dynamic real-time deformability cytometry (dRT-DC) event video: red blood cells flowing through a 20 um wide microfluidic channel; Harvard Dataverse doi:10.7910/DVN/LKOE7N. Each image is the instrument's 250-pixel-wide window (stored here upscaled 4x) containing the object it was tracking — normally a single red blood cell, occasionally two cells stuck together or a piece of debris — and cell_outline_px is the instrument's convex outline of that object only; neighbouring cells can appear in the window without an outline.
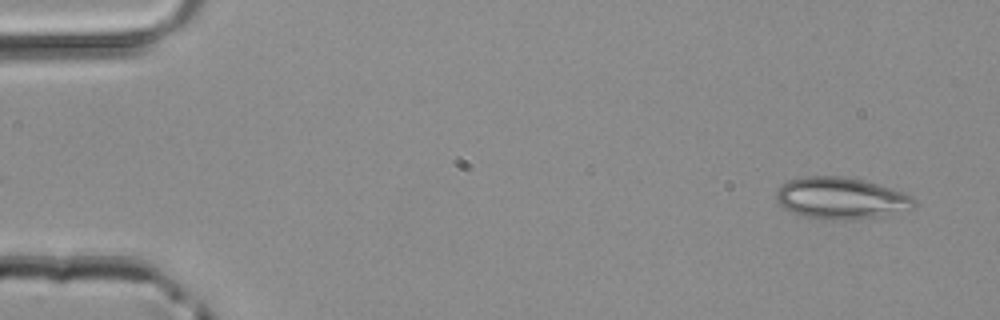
{"species": "common noctule bat (a hibernating species)", "species_latin": "Nyctalus noctula", "temperature_condition": "room temperature", "stored_images_in_passage": 46, "camera_frame_rate_fps": 3000, "um_per_image_px": 0.085, "animal": {"sex": "male", "body_mass_g": 20.4}, "frame": {"image": 1, "passage_image": 2, "time_ms": 0.333, "image_size_px": [1000, 320], "cell_outline_px": [[916, 208], [876, 216], [844, 220], [824, 220], [804, 216], [792, 212], [784, 208], [780, 204], [776, 196], [776, 192], [788, 180], [804, 176], [844, 176], [864, 180], [904, 192], [912, 196], [916, 200]], "centroid_in_image_um": [71.5, 16.84], "position_along_channel_um": 13.5, "area_um2": 33.41}}
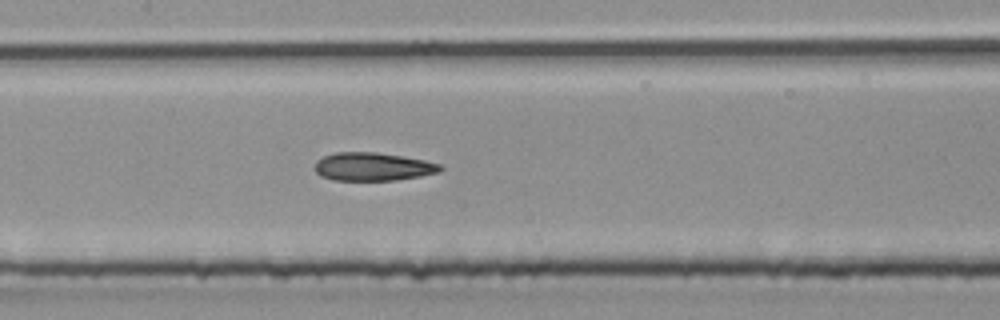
{"frame": {"image": 2, "passage_image": 22, "time_ms": 7.0, "image_size_px": [1000, 320], "cell_outline_px": [[444, 168], [440, 172], [420, 176], [396, 180], [332, 180], [320, 176], [316, 172], [316, 160], [324, 156], [336, 152], [376, 152], [424, 160], [440, 164]], "centroid_in_image_um": [31.69, 14.17], "position_along_channel_um": 175.7, "area_um2": 20.58}}
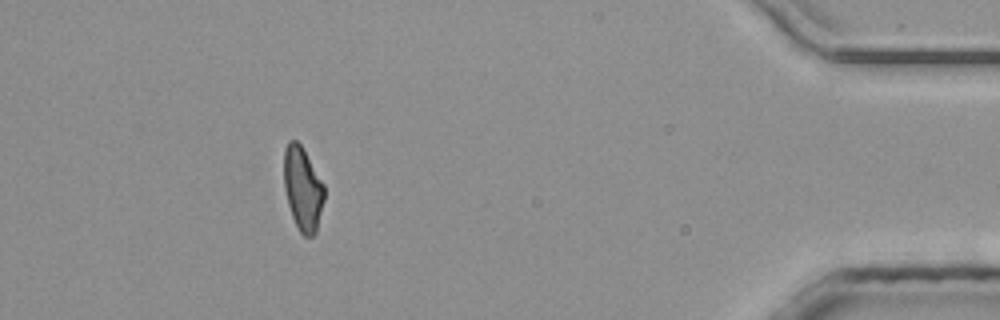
{"frame": {"image": 3, "passage_image": 42, "time_ms": 13.667, "image_size_px": [1000, 320], "cell_outline_px": [[324, 200], [316, 232], [312, 236], [304, 236], [300, 232], [292, 216], [288, 204], [284, 188], [284, 148], [288, 140], [296, 140], [300, 144], [324, 184]], "centroid_in_image_um": [25.72, 16.03], "position_along_channel_um": 409.5, "area_um2": 19.54}}